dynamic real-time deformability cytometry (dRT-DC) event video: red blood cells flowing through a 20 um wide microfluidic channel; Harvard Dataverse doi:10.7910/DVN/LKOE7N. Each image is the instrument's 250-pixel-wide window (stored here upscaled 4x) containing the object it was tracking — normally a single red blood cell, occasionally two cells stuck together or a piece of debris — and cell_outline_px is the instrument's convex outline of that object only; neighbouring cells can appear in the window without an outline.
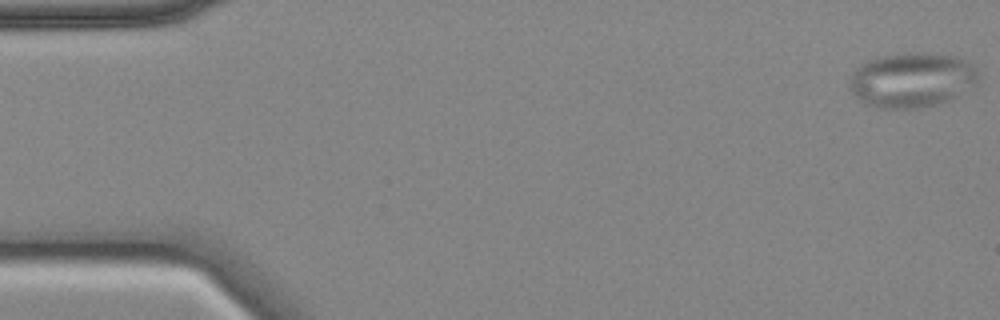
{"species": "common noctule bat (a hibernating species)", "species_latin": "Nyctalus noctula", "temperature_condition": "cold", "stored_images_in_passage": 56, "camera_frame_rate_fps": 3000, "um_per_image_px": 0.085, "animal": {"sex": "female", "body_mass_g": 18.4}, "frame": {"image": 1, "passage_image": 1, "time_ms": 0.0, "image_size_px": [1000, 320], "cell_outline_px": [[980, 76], [976, 80], [956, 96], [948, 100], [936, 104], [920, 108], [880, 108], [864, 104], [852, 92], [848, 84], [852, 72], [860, 64], [868, 60], [880, 56], [904, 52], [924, 52], [956, 56], [976, 68]], "centroid_in_image_um": [77.44, 6.78], "position_along_channel_um": 7.6, "area_um2": 41.04}}
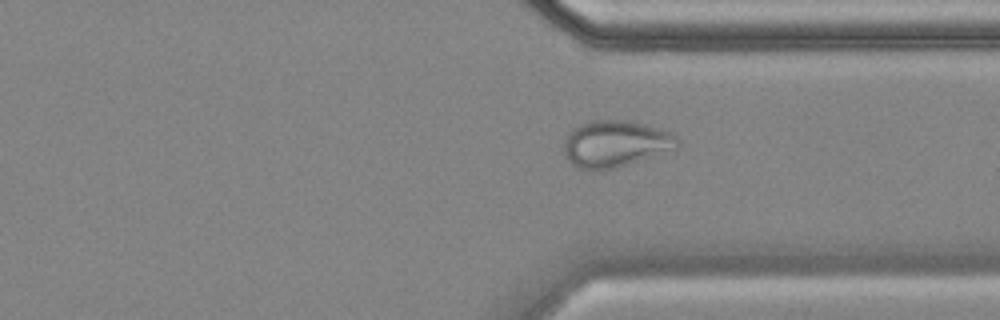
{"frame": {"image": 2, "passage_image": 42, "time_ms": 13.667, "image_size_px": [1000, 320], "cell_outline_px": [[680, 144], [676, 148], [616, 168], [580, 168], [572, 164], [564, 156], [564, 144], [568, 136], [580, 124], [592, 120], [628, 120], [656, 128], [668, 132], [676, 136], [680, 140]], "centroid_in_image_um": [52.32, 12.21], "position_along_channel_um": 359.1, "area_um2": 30.06}}
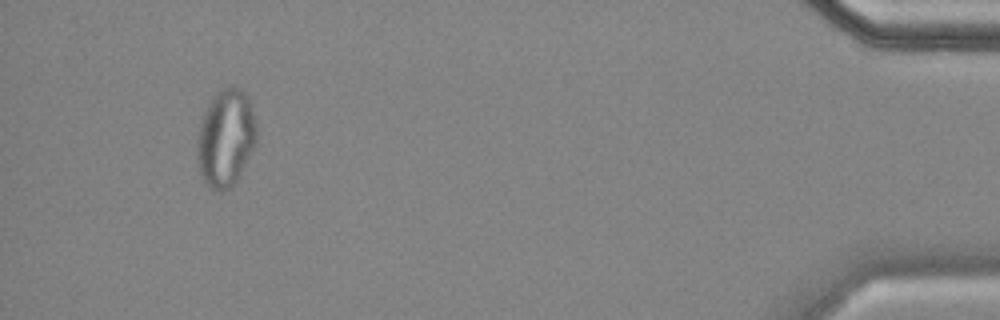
{"frame": {"image": 3, "passage_image": 53, "time_ms": 17.333, "image_size_px": [1000, 320], "cell_outline_px": [[256, 144], [236, 180], [228, 188], [220, 192], [212, 188], [200, 176], [196, 156], [196, 140], [200, 124], [204, 112], [212, 96], [220, 88], [228, 84], [232, 84], [240, 88], [248, 96], [256, 120]], "centroid_in_image_um": [19.17, 11.67], "position_along_channel_um": 416.0, "area_um2": 34.1}}